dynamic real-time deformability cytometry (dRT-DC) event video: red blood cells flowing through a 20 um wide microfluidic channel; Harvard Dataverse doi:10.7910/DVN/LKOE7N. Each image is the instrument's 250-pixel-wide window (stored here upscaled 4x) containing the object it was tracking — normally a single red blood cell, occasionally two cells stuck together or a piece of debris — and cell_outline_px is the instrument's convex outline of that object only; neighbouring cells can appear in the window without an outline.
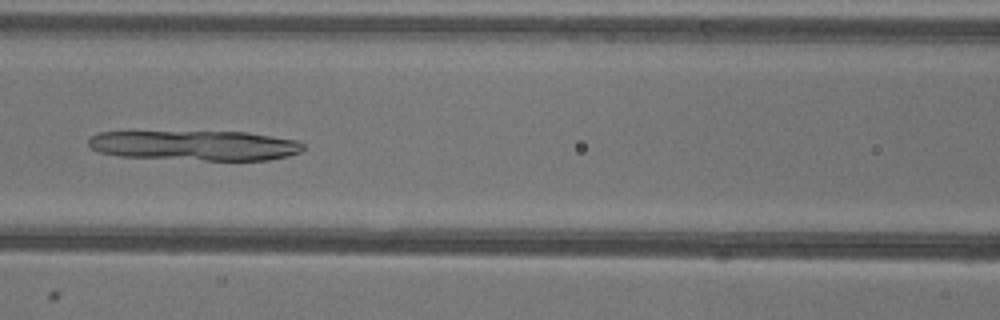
{"species": "common noctule bat (a hibernating species)", "species_latin": "Nyctalus noctula", "temperature_condition": "warm", "stored_images_in_passage": 50, "camera_frame_rate_fps": 3000, "um_per_image_px": 0.085, "animal": {"sex": "female"}, "frame": {"image": 1, "passage_image": 21, "time_ms": 6.667, "image_size_px": [1000, 320], "cell_outline_px": [[304, 148], [300, 152], [288, 156], [268, 160], [204, 160], [120, 156], [100, 152], [88, 148], [88, 140], [92, 136], [100, 132], [248, 132], [296, 140], [304, 144]], "centroid_in_image_um": [16.59, 12.36], "position_along_channel_um": 150.0, "area_um2": 37.4}}